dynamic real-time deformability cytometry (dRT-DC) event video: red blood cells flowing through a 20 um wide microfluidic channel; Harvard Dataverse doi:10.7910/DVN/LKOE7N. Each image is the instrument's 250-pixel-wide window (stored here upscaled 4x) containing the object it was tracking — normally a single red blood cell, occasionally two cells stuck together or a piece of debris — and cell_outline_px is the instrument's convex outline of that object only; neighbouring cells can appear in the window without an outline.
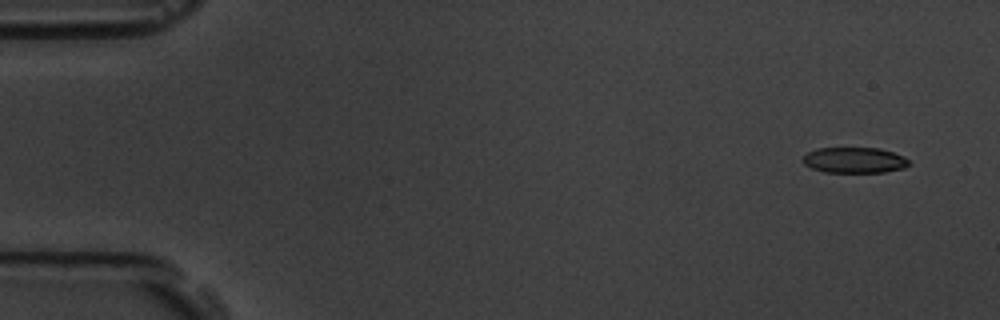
{"species": "common noctule bat (a hibernating species)", "species_latin": "Nyctalus noctula", "temperature_condition": "room temperature", "stored_images_in_passage": 5, "camera_frame_rate_fps": 3000, "um_per_image_px": 0.085, "animal": {"sex": "male", "body_mass_g": 19.5, "forearm_length_mm": 54.6}, "frame": {"image": 1, "passage_image": 1, "time_ms": 0.0, "image_size_px": [1000, 320], "cell_outline_px": [[908, 164], [904, 168], [884, 172], [824, 172], [812, 168], [804, 164], [800, 160], [808, 152], [816, 148], [880, 148], [904, 156], [908, 160]], "centroid_in_image_um": [72.59, 13.61], "position_along_channel_um": 12.4, "area_um2": 15.9}}
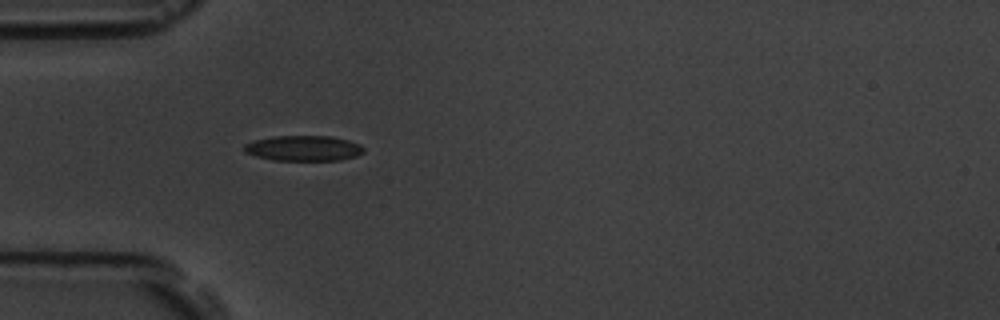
{"frame": {"image": 2, "passage_image": 5, "time_ms": 4.667, "image_size_px": [1000, 320], "cell_outline_px": [[364, 152], [356, 156], [340, 160], [272, 160], [256, 156], [244, 152], [244, 144], [252, 140], [272, 136], [332, 136], [348, 140], [360, 144], [364, 148]], "centroid_in_image_um": [25.79, 12.59], "position_along_channel_um": 59.2, "area_um2": 17.8}}